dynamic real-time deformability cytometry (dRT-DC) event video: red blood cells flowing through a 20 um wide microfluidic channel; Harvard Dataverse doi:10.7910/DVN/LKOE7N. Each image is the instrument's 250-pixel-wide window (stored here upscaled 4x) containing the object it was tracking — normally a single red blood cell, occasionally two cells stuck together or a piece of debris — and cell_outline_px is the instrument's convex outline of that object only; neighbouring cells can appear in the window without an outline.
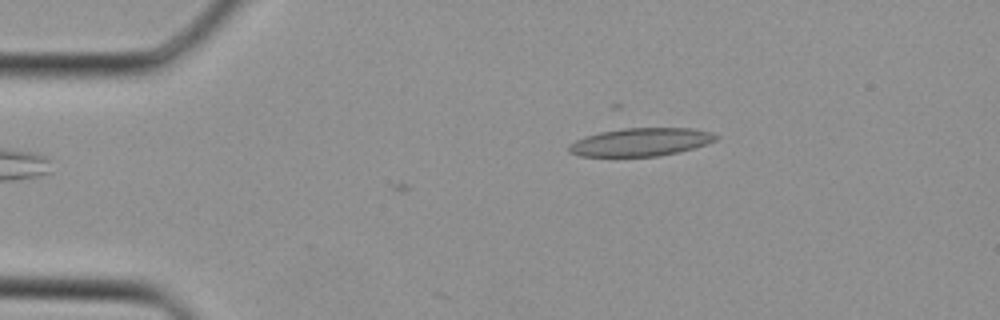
{"species": "Egyptian fruit bat (a non-hibernating species)", "species_latin": "Rousettus aegyptiacus", "temperature_condition": "cold", "stored_images_in_passage": 3, "camera_frame_rate_fps": 3000, "um_per_image_px": 0.085, "animal": {"sex": "female"}, "frame": {"image": 1, "passage_image": 3, "time_ms": 0.667, "image_size_px": [1000, 320], "cell_outline_px": [[720, 136], [716, 140], [680, 152], [660, 156], [580, 156], [568, 152], [568, 144], [584, 136], [600, 132], [624, 128], [692, 128], [712, 132]], "centroid_in_image_um": [54.45, 12.07], "position_along_channel_um": 30.6, "area_um2": 24.1}}